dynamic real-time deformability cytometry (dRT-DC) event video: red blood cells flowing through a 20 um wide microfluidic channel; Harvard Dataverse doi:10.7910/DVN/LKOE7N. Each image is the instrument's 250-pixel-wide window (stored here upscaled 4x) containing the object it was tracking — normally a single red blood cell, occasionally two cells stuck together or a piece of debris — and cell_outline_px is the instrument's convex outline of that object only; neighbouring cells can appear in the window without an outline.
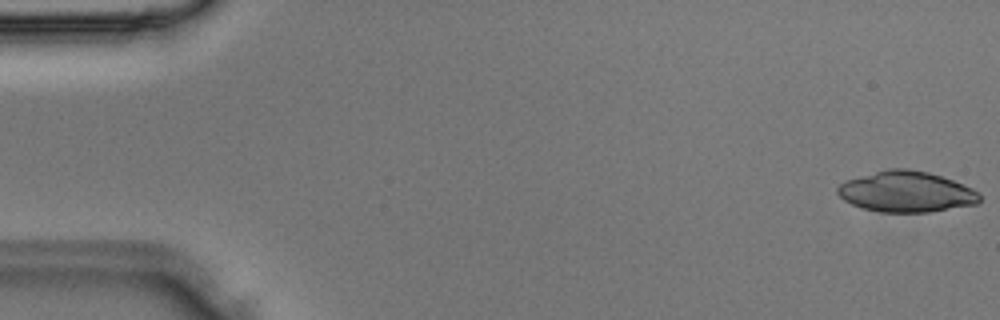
{"species": "Egyptian fruit bat (a non-hibernating species)", "species_latin": "Rousettus aegyptiacus", "temperature_condition": "room temperature", "stored_images_in_passage": 4, "camera_frame_rate_fps": 3000, "um_per_image_px": 0.085, "animal": {"sex": "male"}, "frame": {"image": 1, "passage_image": 1, "time_ms": 0.0, "image_size_px": [1000, 320], "cell_outline_px": [[980, 200], [976, 204], [928, 212], [880, 212], [864, 208], [852, 204], [844, 200], [836, 192], [836, 188], [844, 180], [888, 168], [908, 168], [928, 172], [952, 180], [972, 188], [980, 192]], "centroid_in_image_um": [77.01, 16.29], "position_along_channel_um": 8.0, "area_um2": 33.76}}